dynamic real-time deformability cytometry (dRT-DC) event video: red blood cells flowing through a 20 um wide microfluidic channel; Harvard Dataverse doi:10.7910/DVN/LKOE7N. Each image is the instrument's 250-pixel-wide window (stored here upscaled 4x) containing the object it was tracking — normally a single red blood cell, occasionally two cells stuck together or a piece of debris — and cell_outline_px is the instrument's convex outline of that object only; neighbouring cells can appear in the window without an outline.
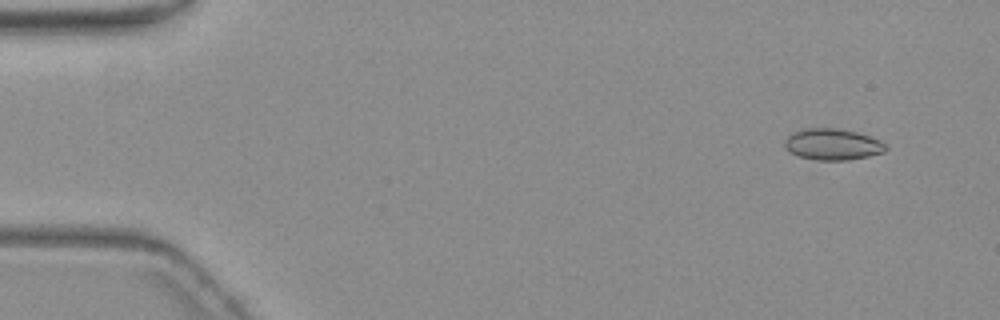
{"species": "common noctule bat (a hibernating species)", "species_latin": "Nyctalus noctula", "temperature_condition": "warm", "stored_images_in_passage": 6, "camera_frame_rate_fps": 3000, "um_per_image_px": 0.085, "animal": {"sex": "female", "body_mass_g": 19.3, "forearm_length_mm": 54.1}, "frame": {"image": 1, "passage_image": 1, "time_ms": 0.0, "image_size_px": [1000, 320], "cell_outline_px": [[888, 148], [884, 152], [868, 156], [848, 160], [816, 160], [800, 156], [784, 148], [784, 140], [792, 132], [808, 128], [836, 128], [856, 132], [880, 140]], "centroid_in_image_um": [70.76, 12.27], "position_along_channel_um": 14.2, "area_um2": 18.32}}
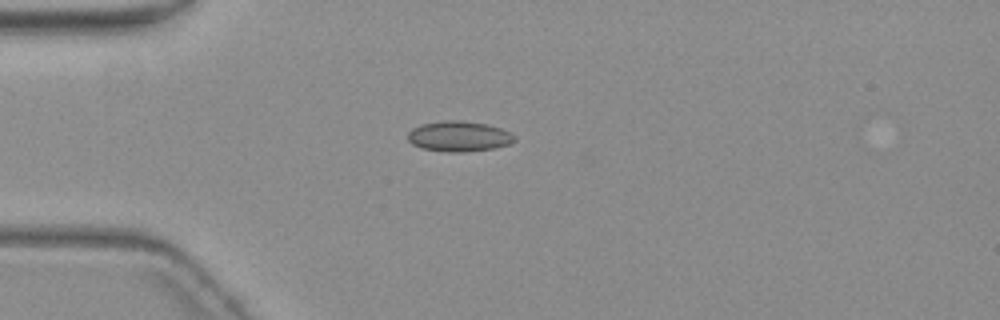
{"frame": {"image": 2, "passage_image": 4, "time_ms": 3.667, "image_size_px": [1000, 320], "cell_outline_px": [[516, 140], [512, 144], [496, 148], [464, 152], [448, 152], [420, 148], [412, 144], [408, 140], [408, 132], [412, 128], [420, 124], [444, 120], [460, 120], [488, 124], [512, 132], [516, 136]], "centroid_in_image_um": [39.04, 11.59], "position_along_channel_um": 46.0, "area_um2": 19.31}}
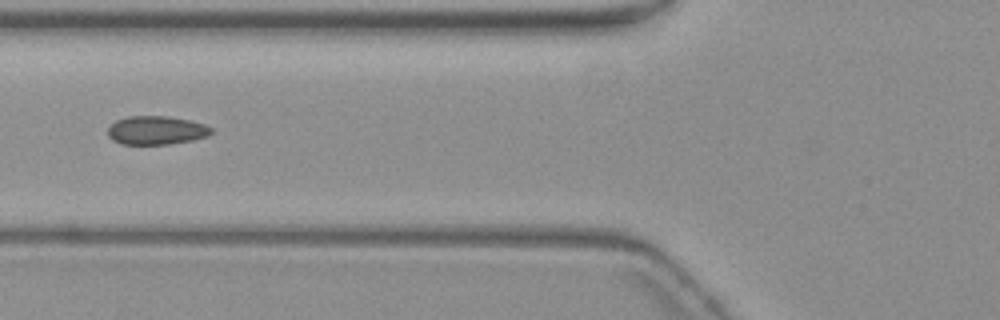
{"frame": {"image": 3, "passage_image": 6, "time_ms": 6.0, "image_size_px": [1000, 320], "cell_outline_px": [[212, 132], [208, 136], [192, 140], [168, 144], [120, 144], [112, 140], [108, 136], [108, 128], [116, 120], [128, 116], [168, 116], [188, 120], [204, 124], [212, 128]], "centroid_in_image_um": [13.27, 11.08], "position_along_channel_um": 112.5, "area_um2": 17.22}}